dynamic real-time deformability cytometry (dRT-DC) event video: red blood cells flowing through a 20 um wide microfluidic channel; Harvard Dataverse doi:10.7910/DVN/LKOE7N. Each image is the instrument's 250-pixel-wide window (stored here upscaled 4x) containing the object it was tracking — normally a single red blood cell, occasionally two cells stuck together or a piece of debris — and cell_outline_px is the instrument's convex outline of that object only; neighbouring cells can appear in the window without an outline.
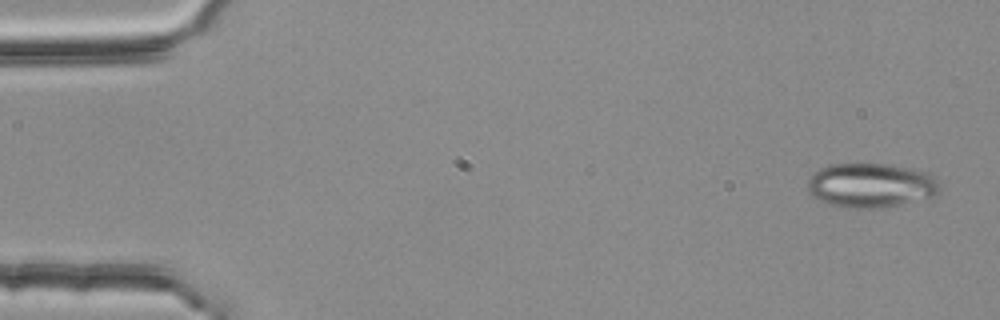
{"species": "common noctule bat (a hibernating species)", "species_latin": "Nyctalus noctula", "temperature_condition": "room temperature", "stored_images_in_passage": 3, "camera_frame_rate_fps": 3000, "um_per_image_px": 0.085, "animal": {"sex": "female", "body_mass_g": 25.1}, "frame": {"image": 1, "passage_image": 1, "time_ms": 0.0, "image_size_px": [1000, 320], "cell_outline_px": [[940, 188], [936, 196], [900, 204], [876, 208], [840, 208], [828, 204], [812, 196], [808, 192], [808, 180], [820, 168], [828, 164], [888, 164], [928, 172], [936, 180]], "centroid_in_image_um": [74.0, 15.76], "position_along_channel_um": 11.0, "area_um2": 34.16}}